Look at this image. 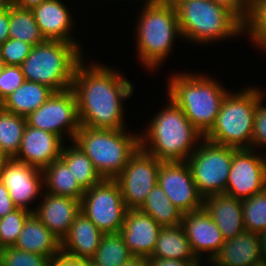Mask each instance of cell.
Returning a JSON list of instances; mask_svg holds the SVG:
<instances>
[{
    "label": "cell",
    "mask_w": 266,
    "mask_h": 266,
    "mask_svg": "<svg viewBox=\"0 0 266 266\" xmlns=\"http://www.w3.org/2000/svg\"><path fill=\"white\" fill-rule=\"evenodd\" d=\"M99 64L86 66L81 61L74 73L72 89L80 124L93 129H123L122 100L132 96L133 85L117 70Z\"/></svg>",
    "instance_id": "1"
},
{
    "label": "cell",
    "mask_w": 266,
    "mask_h": 266,
    "mask_svg": "<svg viewBox=\"0 0 266 266\" xmlns=\"http://www.w3.org/2000/svg\"><path fill=\"white\" fill-rule=\"evenodd\" d=\"M63 142L56 134L26 125L15 159L43 170L60 158Z\"/></svg>",
    "instance_id": "17"
},
{
    "label": "cell",
    "mask_w": 266,
    "mask_h": 266,
    "mask_svg": "<svg viewBox=\"0 0 266 266\" xmlns=\"http://www.w3.org/2000/svg\"><path fill=\"white\" fill-rule=\"evenodd\" d=\"M8 159H9V157L3 152V150L0 146V171Z\"/></svg>",
    "instance_id": "48"
},
{
    "label": "cell",
    "mask_w": 266,
    "mask_h": 266,
    "mask_svg": "<svg viewBox=\"0 0 266 266\" xmlns=\"http://www.w3.org/2000/svg\"><path fill=\"white\" fill-rule=\"evenodd\" d=\"M26 125V117L0 106V146L9 158L17 156Z\"/></svg>",
    "instance_id": "31"
},
{
    "label": "cell",
    "mask_w": 266,
    "mask_h": 266,
    "mask_svg": "<svg viewBox=\"0 0 266 266\" xmlns=\"http://www.w3.org/2000/svg\"><path fill=\"white\" fill-rule=\"evenodd\" d=\"M181 225L195 256L199 260L206 252L208 256L210 255L207 256L206 261H211L224 244L225 239L220 229L204 207L183 213Z\"/></svg>",
    "instance_id": "16"
},
{
    "label": "cell",
    "mask_w": 266,
    "mask_h": 266,
    "mask_svg": "<svg viewBox=\"0 0 266 266\" xmlns=\"http://www.w3.org/2000/svg\"><path fill=\"white\" fill-rule=\"evenodd\" d=\"M32 12L45 40L65 41L73 43L81 49V45L70 35L74 20L61 0H46L34 7Z\"/></svg>",
    "instance_id": "21"
},
{
    "label": "cell",
    "mask_w": 266,
    "mask_h": 266,
    "mask_svg": "<svg viewBox=\"0 0 266 266\" xmlns=\"http://www.w3.org/2000/svg\"><path fill=\"white\" fill-rule=\"evenodd\" d=\"M50 266H92L90 259H75L61 253L50 261Z\"/></svg>",
    "instance_id": "41"
},
{
    "label": "cell",
    "mask_w": 266,
    "mask_h": 266,
    "mask_svg": "<svg viewBox=\"0 0 266 266\" xmlns=\"http://www.w3.org/2000/svg\"><path fill=\"white\" fill-rule=\"evenodd\" d=\"M103 235L99 228L80 212L61 240V253L75 259H91Z\"/></svg>",
    "instance_id": "22"
},
{
    "label": "cell",
    "mask_w": 266,
    "mask_h": 266,
    "mask_svg": "<svg viewBox=\"0 0 266 266\" xmlns=\"http://www.w3.org/2000/svg\"><path fill=\"white\" fill-rule=\"evenodd\" d=\"M258 89V104L252 134V148L266 146V106L262 105V94Z\"/></svg>",
    "instance_id": "39"
},
{
    "label": "cell",
    "mask_w": 266,
    "mask_h": 266,
    "mask_svg": "<svg viewBox=\"0 0 266 266\" xmlns=\"http://www.w3.org/2000/svg\"><path fill=\"white\" fill-rule=\"evenodd\" d=\"M139 210L150 215L161 227L175 226L182 222V211L170 202L158 183Z\"/></svg>",
    "instance_id": "28"
},
{
    "label": "cell",
    "mask_w": 266,
    "mask_h": 266,
    "mask_svg": "<svg viewBox=\"0 0 266 266\" xmlns=\"http://www.w3.org/2000/svg\"><path fill=\"white\" fill-rule=\"evenodd\" d=\"M11 4V0H0V11L7 9Z\"/></svg>",
    "instance_id": "49"
},
{
    "label": "cell",
    "mask_w": 266,
    "mask_h": 266,
    "mask_svg": "<svg viewBox=\"0 0 266 266\" xmlns=\"http://www.w3.org/2000/svg\"><path fill=\"white\" fill-rule=\"evenodd\" d=\"M43 200L36 210L35 216L62 240L68 233L75 217L80 213V201L69 196L42 193Z\"/></svg>",
    "instance_id": "19"
},
{
    "label": "cell",
    "mask_w": 266,
    "mask_h": 266,
    "mask_svg": "<svg viewBox=\"0 0 266 266\" xmlns=\"http://www.w3.org/2000/svg\"><path fill=\"white\" fill-rule=\"evenodd\" d=\"M258 266H266V262H264V263H262V264H260Z\"/></svg>",
    "instance_id": "52"
},
{
    "label": "cell",
    "mask_w": 266,
    "mask_h": 266,
    "mask_svg": "<svg viewBox=\"0 0 266 266\" xmlns=\"http://www.w3.org/2000/svg\"><path fill=\"white\" fill-rule=\"evenodd\" d=\"M17 207L13 204L5 184L0 180V218L6 216Z\"/></svg>",
    "instance_id": "42"
},
{
    "label": "cell",
    "mask_w": 266,
    "mask_h": 266,
    "mask_svg": "<svg viewBox=\"0 0 266 266\" xmlns=\"http://www.w3.org/2000/svg\"><path fill=\"white\" fill-rule=\"evenodd\" d=\"M149 266H201V261H182L168 258H148Z\"/></svg>",
    "instance_id": "43"
},
{
    "label": "cell",
    "mask_w": 266,
    "mask_h": 266,
    "mask_svg": "<svg viewBox=\"0 0 266 266\" xmlns=\"http://www.w3.org/2000/svg\"><path fill=\"white\" fill-rule=\"evenodd\" d=\"M162 2H165V3H168V4H171L173 6H175L178 2L182 1V0H160Z\"/></svg>",
    "instance_id": "50"
},
{
    "label": "cell",
    "mask_w": 266,
    "mask_h": 266,
    "mask_svg": "<svg viewBox=\"0 0 266 266\" xmlns=\"http://www.w3.org/2000/svg\"><path fill=\"white\" fill-rule=\"evenodd\" d=\"M168 103L139 136L140 148L162 162L187 161L204 135L170 98Z\"/></svg>",
    "instance_id": "2"
},
{
    "label": "cell",
    "mask_w": 266,
    "mask_h": 266,
    "mask_svg": "<svg viewBox=\"0 0 266 266\" xmlns=\"http://www.w3.org/2000/svg\"><path fill=\"white\" fill-rule=\"evenodd\" d=\"M245 32L259 49H266V0H250L249 14L244 22Z\"/></svg>",
    "instance_id": "34"
},
{
    "label": "cell",
    "mask_w": 266,
    "mask_h": 266,
    "mask_svg": "<svg viewBox=\"0 0 266 266\" xmlns=\"http://www.w3.org/2000/svg\"><path fill=\"white\" fill-rule=\"evenodd\" d=\"M26 121L30 127L51 132L62 139L67 133L73 141L81 124L77 98L72 87L54 91L43 105L26 116Z\"/></svg>",
    "instance_id": "11"
},
{
    "label": "cell",
    "mask_w": 266,
    "mask_h": 266,
    "mask_svg": "<svg viewBox=\"0 0 266 266\" xmlns=\"http://www.w3.org/2000/svg\"><path fill=\"white\" fill-rule=\"evenodd\" d=\"M0 180L5 184L13 204L33 213L29 205L43 193L42 170L9 158L0 171Z\"/></svg>",
    "instance_id": "15"
},
{
    "label": "cell",
    "mask_w": 266,
    "mask_h": 266,
    "mask_svg": "<svg viewBox=\"0 0 266 266\" xmlns=\"http://www.w3.org/2000/svg\"><path fill=\"white\" fill-rule=\"evenodd\" d=\"M9 38L30 43L32 46L45 41L32 10L10 5Z\"/></svg>",
    "instance_id": "30"
},
{
    "label": "cell",
    "mask_w": 266,
    "mask_h": 266,
    "mask_svg": "<svg viewBox=\"0 0 266 266\" xmlns=\"http://www.w3.org/2000/svg\"><path fill=\"white\" fill-rule=\"evenodd\" d=\"M197 145L187 163L199 193L203 198L225 194L233 153L237 148L216 144L205 138Z\"/></svg>",
    "instance_id": "9"
},
{
    "label": "cell",
    "mask_w": 266,
    "mask_h": 266,
    "mask_svg": "<svg viewBox=\"0 0 266 266\" xmlns=\"http://www.w3.org/2000/svg\"><path fill=\"white\" fill-rule=\"evenodd\" d=\"M3 67H4V63H3L2 57L0 55V73H1V71L3 69Z\"/></svg>",
    "instance_id": "51"
},
{
    "label": "cell",
    "mask_w": 266,
    "mask_h": 266,
    "mask_svg": "<svg viewBox=\"0 0 266 266\" xmlns=\"http://www.w3.org/2000/svg\"><path fill=\"white\" fill-rule=\"evenodd\" d=\"M264 189H266V158L258 155L254 148L236 149L232 157L225 194L243 200Z\"/></svg>",
    "instance_id": "13"
},
{
    "label": "cell",
    "mask_w": 266,
    "mask_h": 266,
    "mask_svg": "<svg viewBox=\"0 0 266 266\" xmlns=\"http://www.w3.org/2000/svg\"><path fill=\"white\" fill-rule=\"evenodd\" d=\"M31 213L26 209L16 208L0 218V245L2 248L15 245L24 222Z\"/></svg>",
    "instance_id": "35"
},
{
    "label": "cell",
    "mask_w": 266,
    "mask_h": 266,
    "mask_svg": "<svg viewBox=\"0 0 266 266\" xmlns=\"http://www.w3.org/2000/svg\"><path fill=\"white\" fill-rule=\"evenodd\" d=\"M258 89L245 88L236 94L228 92L211 129L204 135L206 140L225 146L252 148Z\"/></svg>",
    "instance_id": "8"
},
{
    "label": "cell",
    "mask_w": 266,
    "mask_h": 266,
    "mask_svg": "<svg viewBox=\"0 0 266 266\" xmlns=\"http://www.w3.org/2000/svg\"><path fill=\"white\" fill-rule=\"evenodd\" d=\"M264 262L260 235L246 230L225 240L214 258L208 261L212 266H258Z\"/></svg>",
    "instance_id": "20"
},
{
    "label": "cell",
    "mask_w": 266,
    "mask_h": 266,
    "mask_svg": "<svg viewBox=\"0 0 266 266\" xmlns=\"http://www.w3.org/2000/svg\"><path fill=\"white\" fill-rule=\"evenodd\" d=\"M242 215L246 231L260 234L266 230V189L242 200Z\"/></svg>",
    "instance_id": "33"
},
{
    "label": "cell",
    "mask_w": 266,
    "mask_h": 266,
    "mask_svg": "<svg viewBox=\"0 0 266 266\" xmlns=\"http://www.w3.org/2000/svg\"><path fill=\"white\" fill-rule=\"evenodd\" d=\"M30 43L8 38L0 45V55L4 65L20 66L32 49Z\"/></svg>",
    "instance_id": "37"
},
{
    "label": "cell",
    "mask_w": 266,
    "mask_h": 266,
    "mask_svg": "<svg viewBox=\"0 0 266 266\" xmlns=\"http://www.w3.org/2000/svg\"><path fill=\"white\" fill-rule=\"evenodd\" d=\"M168 82V97L183 111L192 125L205 135L214 125L229 91L206 74L182 72L172 75Z\"/></svg>",
    "instance_id": "3"
},
{
    "label": "cell",
    "mask_w": 266,
    "mask_h": 266,
    "mask_svg": "<svg viewBox=\"0 0 266 266\" xmlns=\"http://www.w3.org/2000/svg\"><path fill=\"white\" fill-rule=\"evenodd\" d=\"M24 82L20 66L4 65L0 73V104Z\"/></svg>",
    "instance_id": "38"
},
{
    "label": "cell",
    "mask_w": 266,
    "mask_h": 266,
    "mask_svg": "<svg viewBox=\"0 0 266 266\" xmlns=\"http://www.w3.org/2000/svg\"><path fill=\"white\" fill-rule=\"evenodd\" d=\"M10 7L0 11V45L9 38Z\"/></svg>",
    "instance_id": "44"
},
{
    "label": "cell",
    "mask_w": 266,
    "mask_h": 266,
    "mask_svg": "<svg viewBox=\"0 0 266 266\" xmlns=\"http://www.w3.org/2000/svg\"><path fill=\"white\" fill-rule=\"evenodd\" d=\"M53 93L54 90L47 85L25 80L0 106L8 112L26 117L43 105Z\"/></svg>",
    "instance_id": "25"
},
{
    "label": "cell",
    "mask_w": 266,
    "mask_h": 266,
    "mask_svg": "<svg viewBox=\"0 0 266 266\" xmlns=\"http://www.w3.org/2000/svg\"><path fill=\"white\" fill-rule=\"evenodd\" d=\"M182 38L199 44L230 39L244 32V22L211 0H182L175 5Z\"/></svg>",
    "instance_id": "4"
},
{
    "label": "cell",
    "mask_w": 266,
    "mask_h": 266,
    "mask_svg": "<svg viewBox=\"0 0 266 266\" xmlns=\"http://www.w3.org/2000/svg\"><path fill=\"white\" fill-rule=\"evenodd\" d=\"M73 144L71 147L63 146L60 159L71 170L80 186L84 190L90 189L103 178L96 171L90 158L75 143Z\"/></svg>",
    "instance_id": "29"
},
{
    "label": "cell",
    "mask_w": 266,
    "mask_h": 266,
    "mask_svg": "<svg viewBox=\"0 0 266 266\" xmlns=\"http://www.w3.org/2000/svg\"><path fill=\"white\" fill-rule=\"evenodd\" d=\"M14 247L44 255L50 260L61 254V240L49 231L34 213L25 220Z\"/></svg>",
    "instance_id": "24"
},
{
    "label": "cell",
    "mask_w": 266,
    "mask_h": 266,
    "mask_svg": "<svg viewBox=\"0 0 266 266\" xmlns=\"http://www.w3.org/2000/svg\"><path fill=\"white\" fill-rule=\"evenodd\" d=\"M232 10L243 22L246 21L249 10L250 0H211Z\"/></svg>",
    "instance_id": "40"
},
{
    "label": "cell",
    "mask_w": 266,
    "mask_h": 266,
    "mask_svg": "<svg viewBox=\"0 0 266 266\" xmlns=\"http://www.w3.org/2000/svg\"><path fill=\"white\" fill-rule=\"evenodd\" d=\"M2 266H50V259L44 255L17 249L14 246L5 247L0 252Z\"/></svg>",
    "instance_id": "36"
},
{
    "label": "cell",
    "mask_w": 266,
    "mask_h": 266,
    "mask_svg": "<svg viewBox=\"0 0 266 266\" xmlns=\"http://www.w3.org/2000/svg\"><path fill=\"white\" fill-rule=\"evenodd\" d=\"M133 257L120 233L104 234L94 256L93 266H121Z\"/></svg>",
    "instance_id": "32"
},
{
    "label": "cell",
    "mask_w": 266,
    "mask_h": 266,
    "mask_svg": "<svg viewBox=\"0 0 266 266\" xmlns=\"http://www.w3.org/2000/svg\"><path fill=\"white\" fill-rule=\"evenodd\" d=\"M157 183L182 213L203 208L204 198L197 189L187 161L162 162Z\"/></svg>",
    "instance_id": "14"
},
{
    "label": "cell",
    "mask_w": 266,
    "mask_h": 266,
    "mask_svg": "<svg viewBox=\"0 0 266 266\" xmlns=\"http://www.w3.org/2000/svg\"><path fill=\"white\" fill-rule=\"evenodd\" d=\"M46 0H13L12 4L23 9L32 10Z\"/></svg>",
    "instance_id": "45"
},
{
    "label": "cell",
    "mask_w": 266,
    "mask_h": 266,
    "mask_svg": "<svg viewBox=\"0 0 266 266\" xmlns=\"http://www.w3.org/2000/svg\"><path fill=\"white\" fill-rule=\"evenodd\" d=\"M42 172L45 192L54 195L69 196L81 201L85 190L80 186L71 170L60 158L53 161Z\"/></svg>",
    "instance_id": "27"
},
{
    "label": "cell",
    "mask_w": 266,
    "mask_h": 266,
    "mask_svg": "<svg viewBox=\"0 0 266 266\" xmlns=\"http://www.w3.org/2000/svg\"><path fill=\"white\" fill-rule=\"evenodd\" d=\"M121 266H149V260L146 257L133 256Z\"/></svg>",
    "instance_id": "46"
},
{
    "label": "cell",
    "mask_w": 266,
    "mask_h": 266,
    "mask_svg": "<svg viewBox=\"0 0 266 266\" xmlns=\"http://www.w3.org/2000/svg\"><path fill=\"white\" fill-rule=\"evenodd\" d=\"M81 52L73 43L45 40L32 47L20 67L26 81L63 91L72 87L76 67L83 61Z\"/></svg>",
    "instance_id": "6"
},
{
    "label": "cell",
    "mask_w": 266,
    "mask_h": 266,
    "mask_svg": "<svg viewBox=\"0 0 266 266\" xmlns=\"http://www.w3.org/2000/svg\"><path fill=\"white\" fill-rule=\"evenodd\" d=\"M203 207L220 229L225 240L233 239L245 231L242 200L226 194L204 198Z\"/></svg>",
    "instance_id": "23"
},
{
    "label": "cell",
    "mask_w": 266,
    "mask_h": 266,
    "mask_svg": "<svg viewBox=\"0 0 266 266\" xmlns=\"http://www.w3.org/2000/svg\"><path fill=\"white\" fill-rule=\"evenodd\" d=\"M162 161L142 148L130 157L123 171L114 179L119 185L127 209H139L158 181Z\"/></svg>",
    "instance_id": "12"
},
{
    "label": "cell",
    "mask_w": 266,
    "mask_h": 266,
    "mask_svg": "<svg viewBox=\"0 0 266 266\" xmlns=\"http://www.w3.org/2000/svg\"><path fill=\"white\" fill-rule=\"evenodd\" d=\"M149 258L201 261L195 256L181 224L161 228L155 248Z\"/></svg>",
    "instance_id": "26"
},
{
    "label": "cell",
    "mask_w": 266,
    "mask_h": 266,
    "mask_svg": "<svg viewBox=\"0 0 266 266\" xmlns=\"http://www.w3.org/2000/svg\"><path fill=\"white\" fill-rule=\"evenodd\" d=\"M127 210L119 185L114 179H103L85 190L80 201V212L103 234L119 233Z\"/></svg>",
    "instance_id": "10"
},
{
    "label": "cell",
    "mask_w": 266,
    "mask_h": 266,
    "mask_svg": "<svg viewBox=\"0 0 266 266\" xmlns=\"http://www.w3.org/2000/svg\"><path fill=\"white\" fill-rule=\"evenodd\" d=\"M259 235H260V243H261L262 253L264 255L265 262H266V230L261 232Z\"/></svg>",
    "instance_id": "47"
},
{
    "label": "cell",
    "mask_w": 266,
    "mask_h": 266,
    "mask_svg": "<svg viewBox=\"0 0 266 266\" xmlns=\"http://www.w3.org/2000/svg\"><path fill=\"white\" fill-rule=\"evenodd\" d=\"M161 228L150 215L139 209H128L119 233L132 256L149 258Z\"/></svg>",
    "instance_id": "18"
},
{
    "label": "cell",
    "mask_w": 266,
    "mask_h": 266,
    "mask_svg": "<svg viewBox=\"0 0 266 266\" xmlns=\"http://www.w3.org/2000/svg\"><path fill=\"white\" fill-rule=\"evenodd\" d=\"M136 24L138 59L143 66L156 69L169 55L177 36H181L175 6L160 0L144 1ZM176 36V37H175Z\"/></svg>",
    "instance_id": "5"
},
{
    "label": "cell",
    "mask_w": 266,
    "mask_h": 266,
    "mask_svg": "<svg viewBox=\"0 0 266 266\" xmlns=\"http://www.w3.org/2000/svg\"><path fill=\"white\" fill-rule=\"evenodd\" d=\"M140 134L123 129H93L81 126L75 143L92 161L103 179H115L140 147Z\"/></svg>",
    "instance_id": "7"
}]
</instances>
